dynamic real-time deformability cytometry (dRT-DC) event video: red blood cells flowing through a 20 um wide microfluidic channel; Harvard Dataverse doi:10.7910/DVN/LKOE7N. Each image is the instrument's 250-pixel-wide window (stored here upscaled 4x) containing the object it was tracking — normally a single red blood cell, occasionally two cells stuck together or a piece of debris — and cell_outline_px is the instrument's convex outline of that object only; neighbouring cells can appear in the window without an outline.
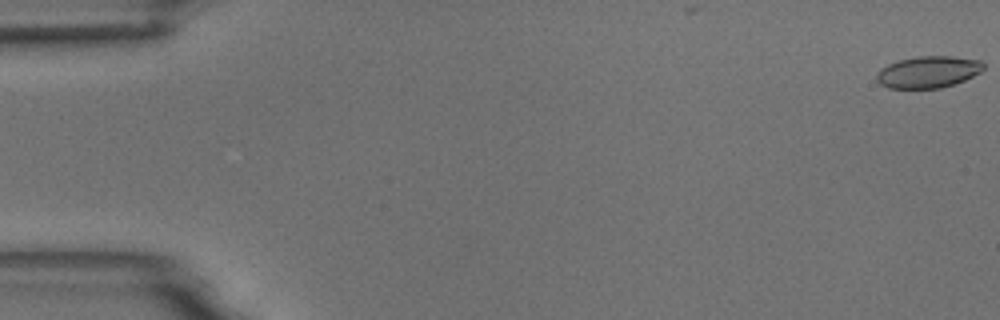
{"species": "common noctule bat (a hibernating species)", "species_latin": "Nyctalus noctula", "temperature_condition": "room temperature", "stored_images_in_passage": 5, "camera_frame_rate_fps": 3000, "um_per_image_px": 0.085, "animal": {"sex": "male", "body_mass_g": 18.8}, "frame": {"image": 1, "passage_image": 1, "time_ms": 0.0, "image_size_px": [1000, 320], "cell_outline_px": [[984, 68], [980, 72], [964, 80], [940, 88], [888, 88], [880, 84], [876, 80], [876, 76], [880, 68], [888, 64], [900, 60], [920, 56], [952, 56], [980, 60], [984, 64]], "centroid_in_image_um": [78.88, 6.11], "position_along_channel_um": 6.1, "area_um2": 19.65}}